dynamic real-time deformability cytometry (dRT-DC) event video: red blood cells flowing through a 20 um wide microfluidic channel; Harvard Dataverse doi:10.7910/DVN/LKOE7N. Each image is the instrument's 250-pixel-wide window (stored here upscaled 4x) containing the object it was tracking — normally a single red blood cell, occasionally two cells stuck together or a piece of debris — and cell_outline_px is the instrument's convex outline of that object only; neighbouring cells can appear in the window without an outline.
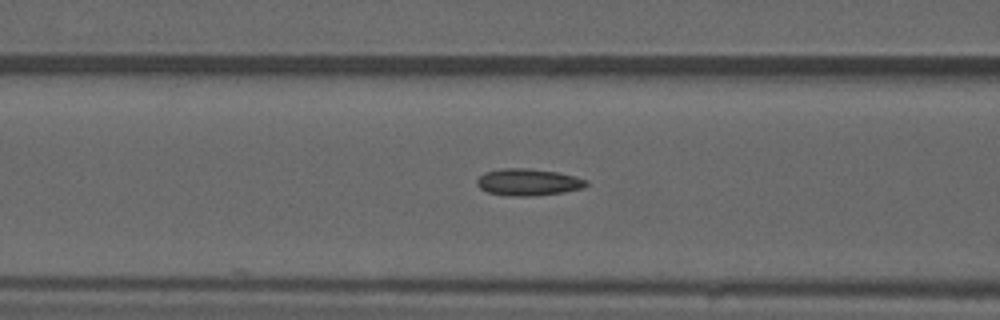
{"species": "common noctule bat (a hibernating species)", "species_latin": "Nyctalus noctula", "temperature_condition": "warm", "stored_images_in_passage": 28, "camera_frame_rate_fps": 3000, "um_per_image_px": 0.085, "animal": {"sex": "male", "forearm_length_mm": 52.5}, "frame": {"image": 1, "passage_image": 20, "time_ms": 6.333, "image_size_px": [1000, 320], "cell_outline_px": [[588, 184], [584, 188], [564, 192], [532, 196], [508, 196], [488, 192], [480, 188], [476, 184], [476, 180], [484, 172], [500, 168], [528, 168], [556, 172], [576, 176], [588, 180]], "centroid_in_image_um": [44.9, 15.48], "position_along_channel_um": 121.7, "area_um2": 17.28}}